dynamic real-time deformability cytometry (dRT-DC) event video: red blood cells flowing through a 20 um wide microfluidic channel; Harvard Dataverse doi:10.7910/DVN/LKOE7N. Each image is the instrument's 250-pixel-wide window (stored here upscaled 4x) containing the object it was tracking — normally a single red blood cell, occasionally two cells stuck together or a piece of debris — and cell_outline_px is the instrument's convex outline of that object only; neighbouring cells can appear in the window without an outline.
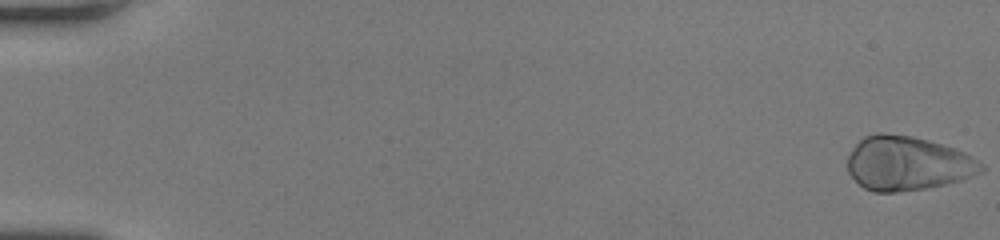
{"species": "human", "species_latin": "Homo sapiens", "temperature_condition": "room temperature", "stored_images_in_passage": 50, "camera_frame_rate_fps": 3000, "um_per_image_px": 0.085, "donor": {"sex": "female"}, "frame": {"image": 1, "passage_image": 1, "time_ms": 0.0, "image_size_px": [1000, 240], "cell_outline_px": [[984, 172], [960, 180], [944, 184], [924, 188], [896, 192], [872, 192], [864, 188], [848, 172], [848, 156], [852, 148], [864, 136], [876, 132], [880, 132], [912, 136], [928, 140], [964, 152], [972, 156], [984, 168]], "centroid_in_image_um": [77.11, 13.88], "position_along_channel_um": 7.9, "area_um2": 41.96}}
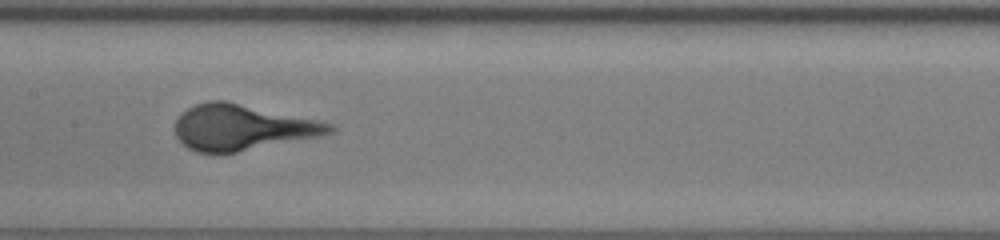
{"frame": {"image": 2, "passage_image": 27, "time_ms": 8.667, "image_size_px": [1000, 240], "cell_outline_px": [[336, 128], [332, 132], [324, 136], [236, 152], [196, 152], [188, 148], [176, 136], [176, 120], [188, 108], [196, 104], [208, 100], [224, 100], [332, 124]], "centroid_in_image_um": [20.59, 10.84], "position_along_channel_um": 186.8, "area_um2": 40.52}}
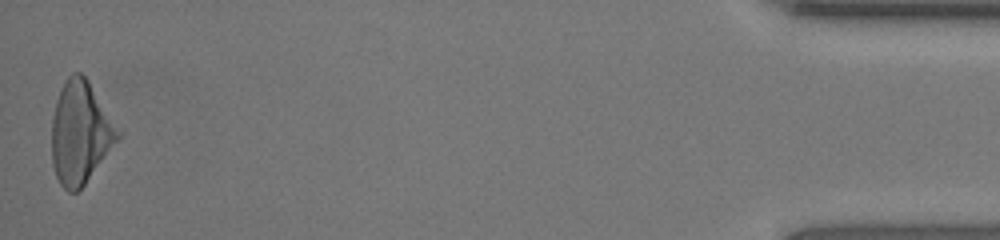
{"frame": {"image": 3, "passage_image": 50, "time_ms": 16.333, "image_size_px": [1000, 240], "cell_outline_px": [[120, 136], [84, 184], [76, 192], [68, 192], [60, 184], [56, 176], [52, 164], [52, 116], [56, 100], [60, 88], [64, 80], [72, 72], [80, 72], [88, 80]], "centroid_in_image_um": [6.75, 11.27], "position_along_channel_um": 428.5, "area_um2": 38.38}}